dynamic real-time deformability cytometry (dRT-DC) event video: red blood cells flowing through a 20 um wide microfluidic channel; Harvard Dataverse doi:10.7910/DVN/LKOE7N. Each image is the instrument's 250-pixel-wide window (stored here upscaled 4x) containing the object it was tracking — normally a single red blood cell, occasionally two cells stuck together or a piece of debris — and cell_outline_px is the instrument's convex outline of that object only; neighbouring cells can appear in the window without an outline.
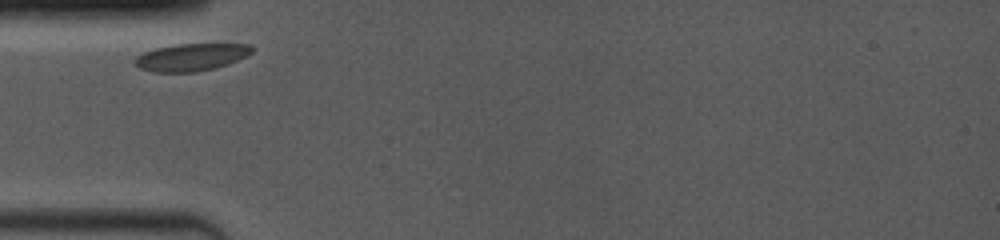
{"species": "common noctule bat (a hibernating species)", "species_latin": "Nyctalus noctula", "temperature_condition": "room temperature", "stored_images_in_passage": 21, "camera_frame_rate_fps": 4000, "um_per_image_px": 0.085, "animal": {"sex": "female", "body_mass_g": 19.0, "forearm_length_mm": 53.3}, "frame": {"image": 1, "passage_image": 1, "time_ms": 0.0, "image_size_px": [1000, 240], "cell_outline_px": [[252, 52], [248, 56], [228, 64], [216, 68], [196, 72], [152, 72], [140, 68], [132, 60], [136, 56], [144, 52], [156, 48], [176, 44], [248, 44], [252, 48]], "centroid_in_image_um": [16.24, 4.87], "position_along_channel_um": 68.8, "area_um2": 18.73}}
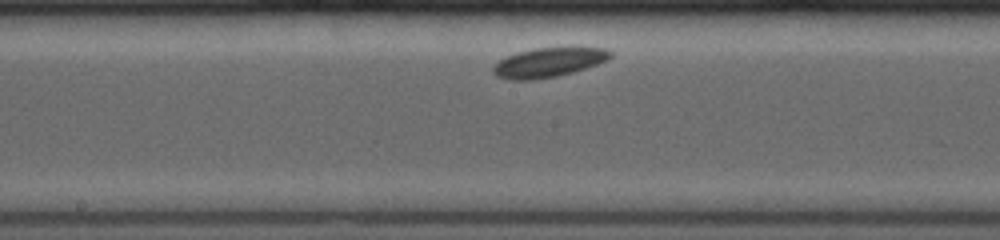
{"frame": {"image": 2, "passage_image": 10, "time_ms": 3.75, "image_size_px": [1000, 240], "cell_outline_px": [[612, 56], [608, 60], [572, 72], [556, 76], [536, 80], [508, 80], [496, 76], [492, 72], [492, 68], [500, 60], [516, 52], [532, 48], [604, 48], [612, 52]], "centroid_in_image_um": [46.58, 5.32], "position_along_channel_um": 201.6, "area_um2": 19.94}}
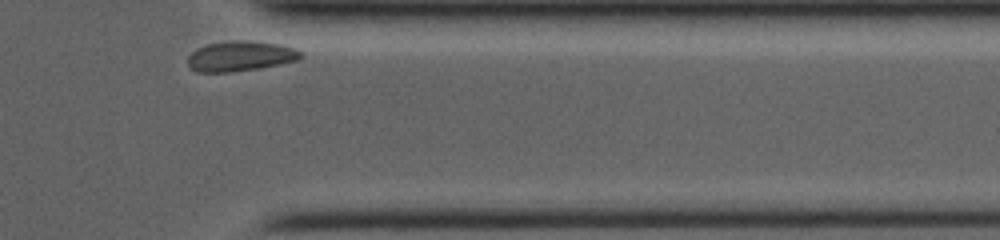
{"frame": {"image": 3, "passage_image": 21, "time_ms": 9.0, "image_size_px": [1000, 240], "cell_outline_px": [[304, 56], [300, 60], [260, 68], [228, 72], [196, 72], [188, 64], [188, 56], [196, 48], [208, 44], [236, 40], [240, 40], [276, 44], [292, 48], [304, 52]], "centroid_in_image_um": [20.45, 4.78], "position_along_channel_um": 391.0, "area_um2": 19.71}}